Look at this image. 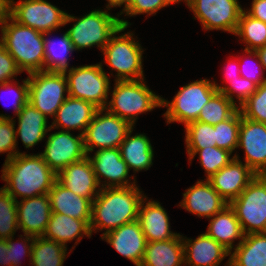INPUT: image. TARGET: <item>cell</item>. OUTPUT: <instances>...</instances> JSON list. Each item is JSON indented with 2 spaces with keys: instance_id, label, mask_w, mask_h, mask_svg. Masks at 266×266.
Wrapping results in <instances>:
<instances>
[{
  "instance_id": "1",
  "label": "cell",
  "mask_w": 266,
  "mask_h": 266,
  "mask_svg": "<svg viewBox=\"0 0 266 266\" xmlns=\"http://www.w3.org/2000/svg\"><path fill=\"white\" fill-rule=\"evenodd\" d=\"M1 179L3 188L17 201L48 194L57 181V174L44 161L41 154L18 153L4 162Z\"/></svg>"
},
{
  "instance_id": "2",
  "label": "cell",
  "mask_w": 266,
  "mask_h": 266,
  "mask_svg": "<svg viewBox=\"0 0 266 266\" xmlns=\"http://www.w3.org/2000/svg\"><path fill=\"white\" fill-rule=\"evenodd\" d=\"M145 196L137 185L101 188L92 201L91 234L106 230L102 237L123 224L137 220L139 206Z\"/></svg>"
},
{
  "instance_id": "3",
  "label": "cell",
  "mask_w": 266,
  "mask_h": 266,
  "mask_svg": "<svg viewBox=\"0 0 266 266\" xmlns=\"http://www.w3.org/2000/svg\"><path fill=\"white\" fill-rule=\"evenodd\" d=\"M0 43L14 58L21 72L44 70V33L16 22L10 15L0 26Z\"/></svg>"
},
{
  "instance_id": "4",
  "label": "cell",
  "mask_w": 266,
  "mask_h": 266,
  "mask_svg": "<svg viewBox=\"0 0 266 266\" xmlns=\"http://www.w3.org/2000/svg\"><path fill=\"white\" fill-rule=\"evenodd\" d=\"M111 15L107 10L95 9L81 18L67 13L65 25L75 21L67 34L76 51L97 46L102 51L110 38L122 27H129L128 20Z\"/></svg>"
},
{
  "instance_id": "5",
  "label": "cell",
  "mask_w": 266,
  "mask_h": 266,
  "mask_svg": "<svg viewBox=\"0 0 266 266\" xmlns=\"http://www.w3.org/2000/svg\"><path fill=\"white\" fill-rule=\"evenodd\" d=\"M145 82V79L115 81L112 99L105 109L134 127L141 113L161 107L162 97L151 91Z\"/></svg>"
},
{
  "instance_id": "6",
  "label": "cell",
  "mask_w": 266,
  "mask_h": 266,
  "mask_svg": "<svg viewBox=\"0 0 266 266\" xmlns=\"http://www.w3.org/2000/svg\"><path fill=\"white\" fill-rule=\"evenodd\" d=\"M127 28L122 26L101 51L104 62L117 73L115 81L145 79L142 65L144 49L133 37V32L116 36Z\"/></svg>"
},
{
  "instance_id": "7",
  "label": "cell",
  "mask_w": 266,
  "mask_h": 266,
  "mask_svg": "<svg viewBox=\"0 0 266 266\" xmlns=\"http://www.w3.org/2000/svg\"><path fill=\"white\" fill-rule=\"evenodd\" d=\"M214 80L200 79L182 86L172 101L162 98L161 108L167 107L163 116L166 123H182L186 126L197 121L202 107L217 92Z\"/></svg>"
},
{
  "instance_id": "8",
  "label": "cell",
  "mask_w": 266,
  "mask_h": 266,
  "mask_svg": "<svg viewBox=\"0 0 266 266\" xmlns=\"http://www.w3.org/2000/svg\"><path fill=\"white\" fill-rule=\"evenodd\" d=\"M102 66L100 62L94 65L70 67L64 71L68 95L87 101L98 109H105L111 83Z\"/></svg>"
},
{
  "instance_id": "9",
  "label": "cell",
  "mask_w": 266,
  "mask_h": 266,
  "mask_svg": "<svg viewBox=\"0 0 266 266\" xmlns=\"http://www.w3.org/2000/svg\"><path fill=\"white\" fill-rule=\"evenodd\" d=\"M240 222L244 235L266 232V175H257L229 203Z\"/></svg>"
},
{
  "instance_id": "10",
  "label": "cell",
  "mask_w": 266,
  "mask_h": 266,
  "mask_svg": "<svg viewBox=\"0 0 266 266\" xmlns=\"http://www.w3.org/2000/svg\"><path fill=\"white\" fill-rule=\"evenodd\" d=\"M28 84V102L46 118L50 116L54 118L57 110L68 97L67 79L64 72L43 70L30 73Z\"/></svg>"
},
{
  "instance_id": "11",
  "label": "cell",
  "mask_w": 266,
  "mask_h": 266,
  "mask_svg": "<svg viewBox=\"0 0 266 266\" xmlns=\"http://www.w3.org/2000/svg\"><path fill=\"white\" fill-rule=\"evenodd\" d=\"M132 128L126 120L106 109H98L83 134L87 155L94 152L95 148H119Z\"/></svg>"
},
{
  "instance_id": "12",
  "label": "cell",
  "mask_w": 266,
  "mask_h": 266,
  "mask_svg": "<svg viewBox=\"0 0 266 266\" xmlns=\"http://www.w3.org/2000/svg\"><path fill=\"white\" fill-rule=\"evenodd\" d=\"M9 15L22 25L47 33L65 26L67 12L46 0H10Z\"/></svg>"
},
{
  "instance_id": "13",
  "label": "cell",
  "mask_w": 266,
  "mask_h": 266,
  "mask_svg": "<svg viewBox=\"0 0 266 266\" xmlns=\"http://www.w3.org/2000/svg\"><path fill=\"white\" fill-rule=\"evenodd\" d=\"M188 8L204 30H223L233 35L243 11L238 0H192Z\"/></svg>"
},
{
  "instance_id": "14",
  "label": "cell",
  "mask_w": 266,
  "mask_h": 266,
  "mask_svg": "<svg viewBox=\"0 0 266 266\" xmlns=\"http://www.w3.org/2000/svg\"><path fill=\"white\" fill-rule=\"evenodd\" d=\"M45 143L44 151L40 154L56 174L87 156L81 134L75 136L70 131L58 130L51 133Z\"/></svg>"
},
{
  "instance_id": "15",
  "label": "cell",
  "mask_w": 266,
  "mask_h": 266,
  "mask_svg": "<svg viewBox=\"0 0 266 266\" xmlns=\"http://www.w3.org/2000/svg\"><path fill=\"white\" fill-rule=\"evenodd\" d=\"M87 156L101 188L137 185L135 176L132 177L128 174L130 170L121 157L120 148L99 149L96 150L93 157ZM101 177L104 178V181L101 180ZM131 179L134 181L130 182Z\"/></svg>"
},
{
  "instance_id": "16",
  "label": "cell",
  "mask_w": 266,
  "mask_h": 266,
  "mask_svg": "<svg viewBox=\"0 0 266 266\" xmlns=\"http://www.w3.org/2000/svg\"><path fill=\"white\" fill-rule=\"evenodd\" d=\"M244 149V163L257 175H266V123L242 117L238 148Z\"/></svg>"
},
{
  "instance_id": "17",
  "label": "cell",
  "mask_w": 266,
  "mask_h": 266,
  "mask_svg": "<svg viewBox=\"0 0 266 266\" xmlns=\"http://www.w3.org/2000/svg\"><path fill=\"white\" fill-rule=\"evenodd\" d=\"M234 154L233 160L207 180L219 195L230 203L236 199L247 185L257 176Z\"/></svg>"
},
{
  "instance_id": "18",
  "label": "cell",
  "mask_w": 266,
  "mask_h": 266,
  "mask_svg": "<svg viewBox=\"0 0 266 266\" xmlns=\"http://www.w3.org/2000/svg\"><path fill=\"white\" fill-rule=\"evenodd\" d=\"M100 238L135 266H140L147 241L138 220L123 224Z\"/></svg>"
},
{
  "instance_id": "19",
  "label": "cell",
  "mask_w": 266,
  "mask_h": 266,
  "mask_svg": "<svg viewBox=\"0 0 266 266\" xmlns=\"http://www.w3.org/2000/svg\"><path fill=\"white\" fill-rule=\"evenodd\" d=\"M228 205L208 180H198L183 193V199L178 206L198 217L208 219Z\"/></svg>"
},
{
  "instance_id": "20",
  "label": "cell",
  "mask_w": 266,
  "mask_h": 266,
  "mask_svg": "<svg viewBox=\"0 0 266 266\" xmlns=\"http://www.w3.org/2000/svg\"><path fill=\"white\" fill-rule=\"evenodd\" d=\"M50 216L48 194L17 200L18 229L26 235L43 236Z\"/></svg>"
},
{
  "instance_id": "21",
  "label": "cell",
  "mask_w": 266,
  "mask_h": 266,
  "mask_svg": "<svg viewBox=\"0 0 266 266\" xmlns=\"http://www.w3.org/2000/svg\"><path fill=\"white\" fill-rule=\"evenodd\" d=\"M57 181L68 190L91 201L101 190L88 156L62 169L57 174Z\"/></svg>"
},
{
  "instance_id": "22",
  "label": "cell",
  "mask_w": 266,
  "mask_h": 266,
  "mask_svg": "<svg viewBox=\"0 0 266 266\" xmlns=\"http://www.w3.org/2000/svg\"><path fill=\"white\" fill-rule=\"evenodd\" d=\"M146 201L147 196L140 203L137 219L146 241H165L175 238L179 233L170 230L169 217L165 208L158 201L152 199Z\"/></svg>"
},
{
  "instance_id": "23",
  "label": "cell",
  "mask_w": 266,
  "mask_h": 266,
  "mask_svg": "<svg viewBox=\"0 0 266 266\" xmlns=\"http://www.w3.org/2000/svg\"><path fill=\"white\" fill-rule=\"evenodd\" d=\"M97 110L93 104L68 95L57 110L50 125L51 129L61 128L64 131L77 129L83 135Z\"/></svg>"
},
{
  "instance_id": "24",
  "label": "cell",
  "mask_w": 266,
  "mask_h": 266,
  "mask_svg": "<svg viewBox=\"0 0 266 266\" xmlns=\"http://www.w3.org/2000/svg\"><path fill=\"white\" fill-rule=\"evenodd\" d=\"M182 241L187 266H219L225 257L230 256L226 248L206 233L200 234L194 240L182 236Z\"/></svg>"
},
{
  "instance_id": "25",
  "label": "cell",
  "mask_w": 266,
  "mask_h": 266,
  "mask_svg": "<svg viewBox=\"0 0 266 266\" xmlns=\"http://www.w3.org/2000/svg\"><path fill=\"white\" fill-rule=\"evenodd\" d=\"M51 212L60 213L75 219L91 220L92 201L77 195L58 181L48 192Z\"/></svg>"
},
{
  "instance_id": "26",
  "label": "cell",
  "mask_w": 266,
  "mask_h": 266,
  "mask_svg": "<svg viewBox=\"0 0 266 266\" xmlns=\"http://www.w3.org/2000/svg\"><path fill=\"white\" fill-rule=\"evenodd\" d=\"M91 220L75 219L67 215L51 212L49 222L44 231L43 237L52 239L67 247V242L75 240L74 247L84 238V235L91 237Z\"/></svg>"
},
{
  "instance_id": "27",
  "label": "cell",
  "mask_w": 266,
  "mask_h": 266,
  "mask_svg": "<svg viewBox=\"0 0 266 266\" xmlns=\"http://www.w3.org/2000/svg\"><path fill=\"white\" fill-rule=\"evenodd\" d=\"M208 219L211 220L205 233L216 240L230 253L235 248V244H233L235 240H239L236 246L243 241L244 233L240 222L230 205L226 206L222 211Z\"/></svg>"
},
{
  "instance_id": "28",
  "label": "cell",
  "mask_w": 266,
  "mask_h": 266,
  "mask_svg": "<svg viewBox=\"0 0 266 266\" xmlns=\"http://www.w3.org/2000/svg\"><path fill=\"white\" fill-rule=\"evenodd\" d=\"M18 118V128L16 129V140L20 137L26 149L33 148L40 141L44 140L51 126H48L46 118L31 103L27 102L20 112Z\"/></svg>"
},
{
  "instance_id": "29",
  "label": "cell",
  "mask_w": 266,
  "mask_h": 266,
  "mask_svg": "<svg viewBox=\"0 0 266 266\" xmlns=\"http://www.w3.org/2000/svg\"><path fill=\"white\" fill-rule=\"evenodd\" d=\"M185 266L180 233L171 240L147 242L140 266Z\"/></svg>"
},
{
  "instance_id": "30",
  "label": "cell",
  "mask_w": 266,
  "mask_h": 266,
  "mask_svg": "<svg viewBox=\"0 0 266 266\" xmlns=\"http://www.w3.org/2000/svg\"><path fill=\"white\" fill-rule=\"evenodd\" d=\"M134 127L128 132L120 145L121 157L129 170L139 172L148 170L153 165L154 151L150 139L143 134L132 135Z\"/></svg>"
},
{
  "instance_id": "31",
  "label": "cell",
  "mask_w": 266,
  "mask_h": 266,
  "mask_svg": "<svg viewBox=\"0 0 266 266\" xmlns=\"http://www.w3.org/2000/svg\"><path fill=\"white\" fill-rule=\"evenodd\" d=\"M227 266H266V233L244 235L230 253Z\"/></svg>"
},
{
  "instance_id": "32",
  "label": "cell",
  "mask_w": 266,
  "mask_h": 266,
  "mask_svg": "<svg viewBox=\"0 0 266 266\" xmlns=\"http://www.w3.org/2000/svg\"><path fill=\"white\" fill-rule=\"evenodd\" d=\"M51 33L53 32L44 33V70L64 72L69 69V53L75 50L67 31L59 41L47 38Z\"/></svg>"
},
{
  "instance_id": "33",
  "label": "cell",
  "mask_w": 266,
  "mask_h": 266,
  "mask_svg": "<svg viewBox=\"0 0 266 266\" xmlns=\"http://www.w3.org/2000/svg\"><path fill=\"white\" fill-rule=\"evenodd\" d=\"M67 247L43 236L35 237L31 260V266H63L66 259Z\"/></svg>"
},
{
  "instance_id": "34",
  "label": "cell",
  "mask_w": 266,
  "mask_h": 266,
  "mask_svg": "<svg viewBox=\"0 0 266 266\" xmlns=\"http://www.w3.org/2000/svg\"><path fill=\"white\" fill-rule=\"evenodd\" d=\"M234 34L246 44L244 50L256 51L266 45V23L250 16L244 9Z\"/></svg>"
},
{
  "instance_id": "35",
  "label": "cell",
  "mask_w": 266,
  "mask_h": 266,
  "mask_svg": "<svg viewBox=\"0 0 266 266\" xmlns=\"http://www.w3.org/2000/svg\"><path fill=\"white\" fill-rule=\"evenodd\" d=\"M237 110L238 107L227 96L217 91L202 107L197 121L216 125L229 119Z\"/></svg>"
},
{
  "instance_id": "36",
  "label": "cell",
  "mask_w": 266,
  "mask_h": 266,
  "mask_svg": "<svg viewBox=\"0 0 266 266\" xmlns=\"http://www.w3.org/2000/svg\"><path fill=\"white\" fill-rule=\"evenodd\" d=\"M188 154V161L191 162L196 154H199V162L203 167L206 179L217 173L221 168L228 165L234 158L232 153L218 148L217 146H209L204 149H186ZM232 157H231V156Z\"/></svg>"
},
{
  "instance_id": "37",
  "label": "cell",
  "mask_w": 266,
  "mask_h": 266,
  "mask_svg": "<svg viewBox=\"0 0 266 266\" xmlns=\"http://www.w3.org/2000/svg\"><path fill=\"white\" fill-rule=\"evenodd\" d=\"M241 113L239 109L227 120L214 126L215 140L218 148L231 153L238 149Z\"/></svg>"
},
{
  "instance_id": "38",
  "label": "cell",
  "mask_w": 266,
  "mask_h": 266,
  "mask_svg": "<svg viewBox=\"0 0 266 266\" xmlns=\"http://www.w3.org/2000/svg\"><path fill=\"white\" fill-rule=\"evenodd\" d=\"M18 229L17 201L3 188H0V239H8Z\"/></svg>"
},
{
  "instance_id": "39",
  "label": "cell",
  "mask_w": 266,
  "mask_h": 266,
  "mask_svg": "<svg viewBox=\"0 0 266 266\" xmlns=\"http://www.w3.org/2000/svg\"><path fill=\"white\" fill-rule=\"evenodd\" d=\"M186 149H204L216 146L215 129L208 123L192 121L185 126Z\"/></svg>"
},
{
  "instance_id": "40",
  "label": "cell",
  "mask_w": 266,
  "mask_h": 266,
  "mask_svg": "<svg viewBox=\"0 0 266 266\" xmlns=\"http://www.w3.org/2000/svg\"><path fill=\"white\" fill-rule=\"evenodd\" d=\"M238 109L242 117L266 123V81Z\"/></svg>"
},
{
  "instance_id": "41",
  "label": "cell",
  "mask_w": 266,
  "mask_h": 266,
  "mask_svg": "<svg viewBox=\"0 0 266 266\" xmlns=\"http://www.w3.org/2000/svg\"><path fill=\"white\" fill-rule=\"evenodd\" d=\"M227 83L229 85L219 86V84L214 81L216 89L225 96H227L238 108L256 92L258 87L256 83L246 78H243L242 76H239L234 80H229L227 81ZM234 96L238 99V104H236Z\"/></svg>"
},
{
  "instance_id": "42",
  "label": "cell",
  "mask_w": 266,
  "mask_h": 266,
  "mask_svg": "<svg viewBox=\"0 0 266 266\" xmlns=\"http://www.w3.org/2000/svg\"><path fill=\"white\" fill-rule=\"evenodd\" d=\"M14 117L6 114H0V154L6 153V160L8 162L18 153L17 140H16V130H15V119Z\"/></svg>"
},
{
  "instance_id": "43",
  "label": "cell",
  "mask_w": 266,
  "mask_h": 266,
  "mask_svg": "<svg viewBox=\"0 0 266 266\" xmlns=\"http://www.w3.org/2000/svg\"><path fill=\"white\" fill-rule=\"evenodd\" d=\"M169 5H171L170 0H131L119 15L125 14V16L133 17L145 13L148 17Z\"/></svg>"
},
{
  "instance_id": "44",
  "label": "cell",
  "mask_w": 266,
  "mask_h": 266,
  "mask_svg": "<svg viewBox=\"0 0 266 266\" xmlns=\"http://www.w3.org/2000/svg\"><path fill=\"white\" fill-rule=\"evenodd\" d=\"M23 237V238H21ZM25 238V239H24ZM35 237L30 235H20V242L19 239L14 242V236L7 239L8 248L10 251V264L11 266H21L20 259L25 255L29 257L31 260V252H32V245L34 242ZM31 242V243H30ZM20 243V244H19Z\"/></svg>"
},
{
  "instance_id": "45",
  "label": "cell",
  "mask_w": 266,
  "mask_h": 266,
  "mask_svg": "<svg viewBox=\"0 0 266 266\" xmlns=\"http://www.w3.org/2000/svg\"><path fill=\"white\" fill-rule=\"evenodd\" d=\"M22 83L23 84H20L18 81L14 82V80H12V81H8V82L0 84L1 91L2 89L8 90L10 95L14 96V97L12 96L13 98L11 97L13 101L15 100L14 103L12 104L14 106V112H15L14 115H17L20 112V110L23 108V106L28 102V95H29L28 77L24 79ZM0 98H3V97L0 96ZM7 99H9V97Z\"/></svg>"
},
{
  "instance_id": "46",
  "label": "cell",
  "mask_w": 266,
  "mask_h": 266,
  "mask_svg": "<svg viewBox=\"0 0 266 266\" xmlns=\"http://www.w3.org/2000/svg\"><path fill=\"white\" fill-rule=\"evenodd\" d=\"M20 73L22 72L16 61L0 43V84L15 80V77Z\"/></svg>"
},
{
  "instance_id": "47",
  "label": "cell",
  "mask_w": 266,
  "mask_h": 266,
  "mask_svg": "<svg viewBox=\"0 0 266 266\" xmlns=\"http://www.w3.org/2000/svg\"><path fill=\"white\" fill-rule=\"evenodd\" d=\"M244 52L246 53V54H248V56L249 57H253V59L254 58H256L255 60H254V64L252 63V65L254 66V68L251 70V71H248V70H246V67H245V69H241L242 67L241 66H243V65H245V64H243V62H244V59H240V57H238L239 59V67H240V76H242L243 78H246V79H248V80H250V81H253L254 83H256L258 86L259 85H261L264 81H266V77L265 76H263V71H264V69H263V65L261 64V62H260V58H259V56H258V54H257V52L256 51H251V50H244ZM242 61V62H241ZM256 61V62H255ZM253 62V61H252ZM242 63V64H241ZM255 63H256V65H255ZM249 66V65H248ZM252 66V67H253ZM256 66V67H255ZM244 68V67H243ZM254 70V71H253ZM246 71V72H245Z\"/></svg>"
},
{
  "instance_id": "48",
  "label": "cell",
  "mask_w": 266,
  "mask_h": 266,
  "mask_svg": "<svg viewBox=\"0 0 266 266\" xmlns=\"http://www.w3.org/2000/svg\"><path fill=\"white\" fill-rule=\"evenodd\" d=\"M251 8L244 9L250 16L266 23V0H252Z\"/></svg>"
},
{
  "instance_id": "49",
  "label": "cell",
  "mask_w": 266,
  "mask_h": 266,
  "mask_svg": "<svg viewBox=\"0 0 266 266\" xmlns=\"http://www.w3.org/2000/svg\"><path fill=\"white\" fill-rule=\"evenodd\" d=\"M237 59V60H236ZM234 61L233 60H228V66L225 67V78L223 80V83L229 81V80H234L240 76V67H239V60L238 56ZM226 79V80H225Z\"/></svg>"
},
{
  "instance_id": "50",
  "label": "cell",
  "mask_w": 266,
  "mask_h": 266,
  "mask_svg": "<svg viewBox=\"0 0 266 266\" xmlns=\"http://www.w3.org/2000/svg\"><path fill=\"white\" fill-rule=\"evenodd\" d=\"M0 265L11 266L7 239H0Z\"/></svg>"
},
{
  "instance_id": "51",
  "label": "cell",
  "mask_w": 266,
  "mask_h": 266,
  "mask_svg": "<svg viewBox=\"0 0 266 266\" xmlns=\"http://www.w3.org/2000/svg\"><path fill=\"white\" fill-rule=\"evenodd\" d=\"M10 0H0V26L9 17Z\"/></svg>"
},
{
  "instance_id": "52",
  "label": "cell",
  "mask_w": 266,
  "mask_h": 266,
  "mask_svg": "<svg viewBox=\"0 0 266 266\" xmlns=\"http://www.w3.org/2000/svg\"><path fill=\"white\" fill-rule=\"evenodd\" d=\"M108 1L107 3V6H106V9L107 10H110L112 7H121L122 5L124 6L123 9H125L126 7V0H106Z\"/></svg>"
},
{
  "instance_id": "53",
  "label": "cell",
  "mask_w": 266,
  "mask_h": 266,
  "mask_svg": "<svg viewBox=\"0 0 266 266\" xmlns=\"http://www.w3.org/2000/svg\"><path fill=\"white\" fill-rule=\"evenodd\" d=\"M256 52L260 58V62L263 65V69L265 71L266 70V45L264 47L257 49Z\"/></svg>"
},
{
  "instance_id": "54",
  "label": "cell",
  "mask_w": 266,
  "mask_h": 266,
  "mask_svg": "<svg viewBox=\"0 0 266 266\" xmlns=\"http://www.w3.org/2000/svg\"><path fill=\"white\" fill-rule=\"evenodd\" d=\"M170 1H171V4H175V3H178L180 1H183L188 6L191 3L192 0H170Z\"/></svg>"
},
{
  "instance_id": "55",
  "label": "cell",
  "mask_w": 266,
  "mask_h": 266,
  "mask_svg": "<svg viewBox=\"0 0 266 266\" xmlns=\"http://www.w3.org/2000/svg\"><path fill=\"white\" fill-rule=\"evenodd\" d=\"M131 0H126V6L128 5V3L130 2Z\"/></svg>"
}]
</instances>
